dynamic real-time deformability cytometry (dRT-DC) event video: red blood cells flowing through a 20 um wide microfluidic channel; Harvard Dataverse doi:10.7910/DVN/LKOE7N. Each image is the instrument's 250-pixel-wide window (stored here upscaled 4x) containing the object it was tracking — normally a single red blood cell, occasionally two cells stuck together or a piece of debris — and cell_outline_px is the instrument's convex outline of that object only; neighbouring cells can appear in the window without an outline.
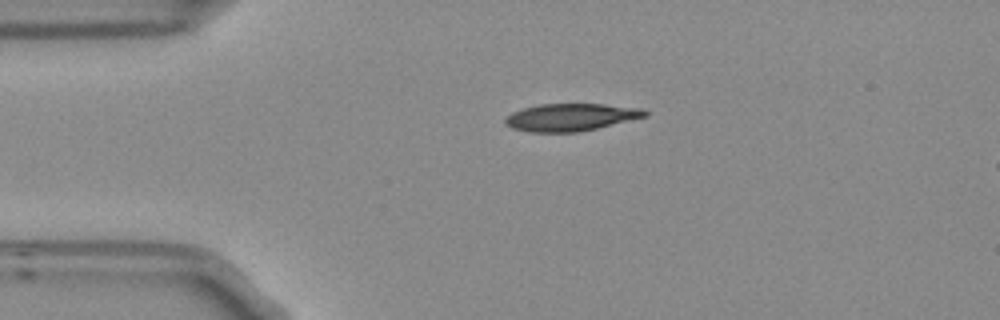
{"species": "Egyptian fruit bat (a non-hibernating species)", "species_latin": "Rousettus aegyptiacus", "temperature_condition": "room temperature", "stored_images_in_passage": 2, "camera_frame_rate_fps": 3000, "um_per_image_px": 0.085, "frame": {"image": 1, "passage_image": 1, "time_ms": 0.0, "image_size_px": [1000, 320], "cell_outline_px": [[648, 116], [580, 132], [528, 132], [512, 128], [504, 124], [504, 120], [512, 112], [524, 108], [540, 104], [604, 104], [640, 108], [648, 112]], "centroid_in_image_um": [48.51, 9.97], "position_along_channel_um": 36.5, "area_um2": 22.31}}